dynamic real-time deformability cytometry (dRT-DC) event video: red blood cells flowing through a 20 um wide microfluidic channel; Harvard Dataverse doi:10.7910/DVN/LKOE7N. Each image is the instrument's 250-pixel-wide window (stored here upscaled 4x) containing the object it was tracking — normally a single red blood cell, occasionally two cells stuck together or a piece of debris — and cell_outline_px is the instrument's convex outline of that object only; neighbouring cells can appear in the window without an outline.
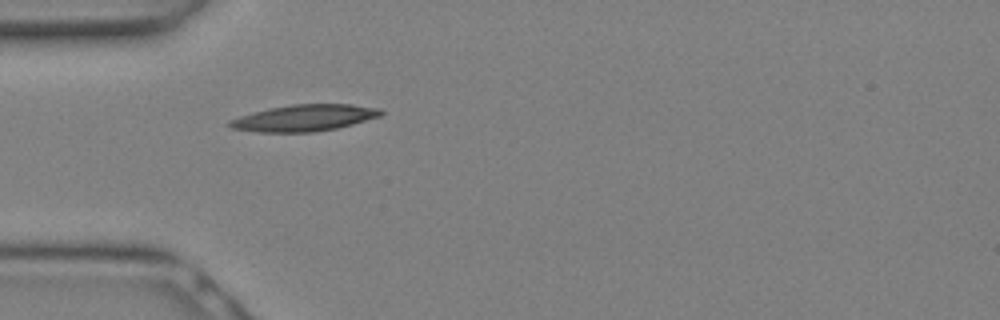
{"species": "Egyptian fruit bat (a non-hibernating species)", "species_latin": "Rousettus aegyptiacus", "temperature_condition": "warm", "stored_images_in_passage": 1, "camera_frame_rate_fps": 3000, "um_per_image_px": 0.085, "animal": {"sex": "female"}, "frame": {"image": 1, "passage_image": 1, "time_ms": 0.0, "image_size_px": [1000, 320], "cell_outline_px": [[384, 112], [380, 116], [352, 124], [336, 128], [316, 132], [260, 132], [232, 128], [228, 124], [228, 120], [240, 116], [272, 108], [292, 104], [352, 104], [380, 108]], "centroid_in_image_um": [25.9, 10.02], "position_along_channel_um": 59.1, "area_um2": 23.12}}